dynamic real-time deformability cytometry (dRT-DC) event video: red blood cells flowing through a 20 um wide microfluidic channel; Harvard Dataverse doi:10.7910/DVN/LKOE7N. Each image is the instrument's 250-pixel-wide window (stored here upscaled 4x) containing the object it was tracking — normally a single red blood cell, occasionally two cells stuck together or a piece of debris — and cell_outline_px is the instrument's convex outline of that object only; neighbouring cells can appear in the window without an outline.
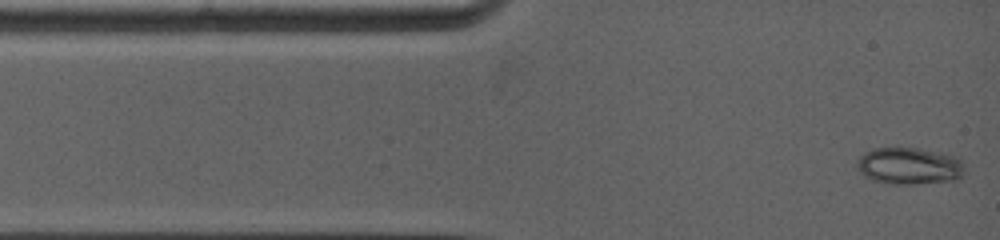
{"species": "common noctule bat (a hibernating species)", "species_latin": "Nyctalus noctula", "temperature_condition": "warm", "stored_images_in_passage": 5, "camera_frame_rate_fps": 5000, "um_per_image_px": 0.085, "animal": {"sex": "female", "body_mass_g": 19.0, "forearm_length_mm": 53.3}, "frame": {"image": 1, "passage_image": 1, "time_ms": 0.0, "image_size_px": [1000, 240], "cell_outline_px": [[964, 172], [960, 180], [916, 184], [892, 184], [872, 180], [864, 176], [856, 168], [856, 164], [860, 156], [864, 152], [876, 148], [920, 148], [960, 156], [964, 168]], "centroid_in_image_um": [77.33, 14.11], "position_along_channel_um": 7.7, "area_um2": 23.64}}
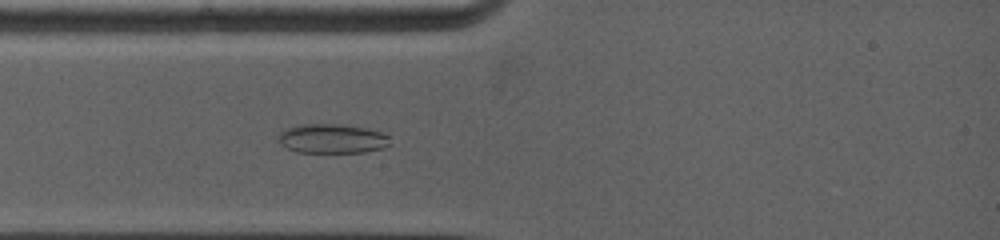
{"frame": {"image": 2, "passage_image": 5, "time_ms": 2.4, "image_size_px": [1000, 240], "cell_outline_px": [[392, 144], [384, 148], [364, 152], [296, 152], [280, 144], [280, 132], [284, 128], [296, 124], [336, 124], [364, 128], [380, 132], [388, 136]], "centroid_in_image_um": [28.23, 11.78], "position_along_channel_um": 56.8, "area_um2": 19.07}}